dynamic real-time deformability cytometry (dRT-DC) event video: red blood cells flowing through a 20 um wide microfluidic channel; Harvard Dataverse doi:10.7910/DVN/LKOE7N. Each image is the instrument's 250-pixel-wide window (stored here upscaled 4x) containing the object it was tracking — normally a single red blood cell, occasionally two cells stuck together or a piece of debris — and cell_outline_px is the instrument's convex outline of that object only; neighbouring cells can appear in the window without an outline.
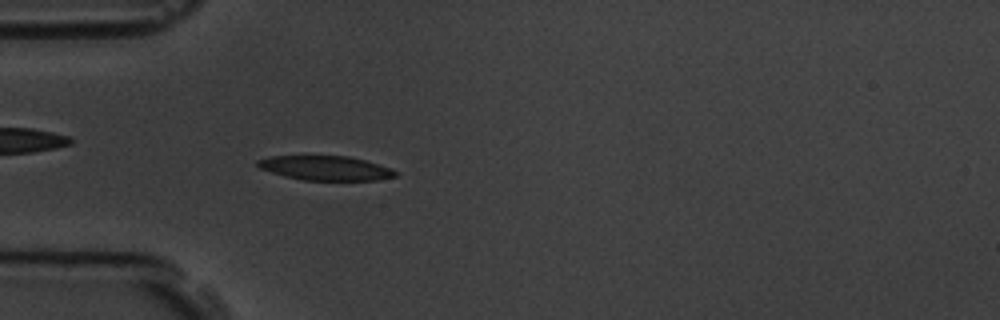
{"species": "common noctule bat (a hibernating species)", "species_latin": "Nyctalus noctula", "temperature_condition": "room temperature", "stored_images_in_passage": 3, "camera_frame_rate_fps": 3000, "um_per_image_px": 0.085, "animal": {"sex": "male", "body_mass_g": 19.5, "forearm_length_mm": 54.6}, "frame": {"image": 1, "passage_image": 3, "time_ms": 2.333, "image_size_px": [1000, 320], "cell_outline_px": [[400, 172], [396, 176], [376, 180], [304, 180], [284, 176], [260, 168], [256, 164], [256, 160], [268, 156], [304, 152], [348, 156], [364, 160], [392, 168]], "centroid_in_image_um": [27.59, 14.22], "position_along_channel_um": 57.4, "area_um2": 20.75}}